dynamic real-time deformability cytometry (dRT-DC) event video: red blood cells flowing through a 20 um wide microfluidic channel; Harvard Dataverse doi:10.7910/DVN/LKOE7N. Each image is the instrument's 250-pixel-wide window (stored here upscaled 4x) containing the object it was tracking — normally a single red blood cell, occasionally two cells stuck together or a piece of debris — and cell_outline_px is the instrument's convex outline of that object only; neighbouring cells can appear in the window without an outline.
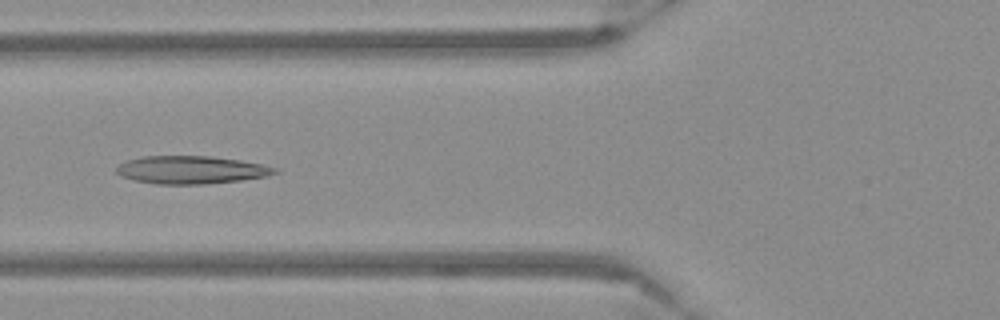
{"species": "Egyptian fruit bat (a non-hibernating species)", "species_latin": "Rousettus aegyptiacus", "temperature_condition": "warm", "stored_images_in_passage": 36, "camera_frame_rate_fps": 3000, "um_per_image_px": 0.085, "frame": {"image": 1, "passage_image": 7, "time_ms": 2.0, "image_size_px": [1000, 320], "cell_outline_px": [[280, 172], [264, 176], [240, 180], [204, 184], [156, 184], [132, 180], [120, 176], [116, 172], [116, 168], [120, 164], [128, 160], [144, 156], [212, 156], [240, 160], [260, 164], [276, 168]], "centroid_in_image_um": [16.21, 14.44], "position_along_channel_um": 109.6, "area_um2": 25.61}}
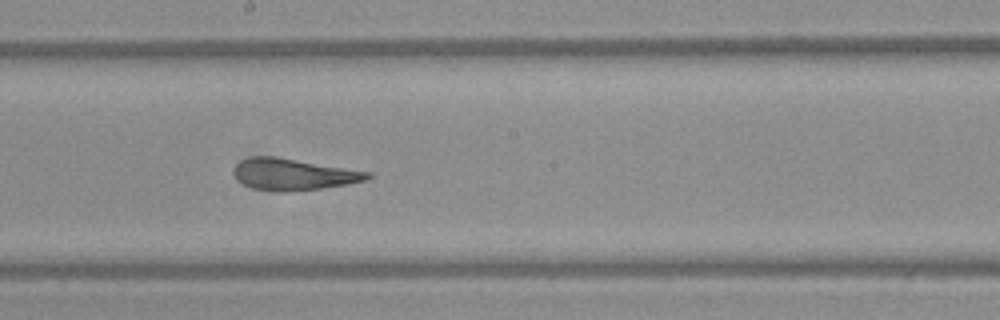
{"frame": {"image": 2, "passage_image": 16, "time_ms": 5.0, "image_size_px": [1000, 320], "cell_outline_px": [[372, 176], [364, 180], [348, 184], [292, 192], [284, 192], [252, 188], [244, 184], [232, 172], [236, 164], [240, 160], [252, 156], [276, 156], [372, 172]], "centroid_in_image_um": [24.94, 14.81], "position_along_channel_um": 223.3, "area_um2": 24.57}}
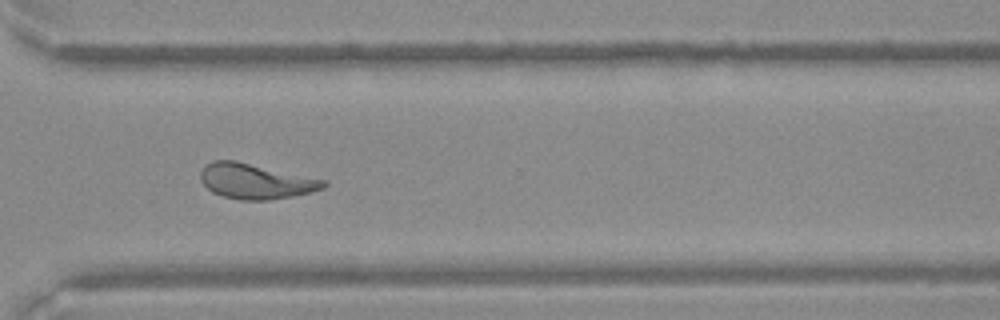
{"frame": {"image": 3, "passage_image": 26, "time_ms": 8.333, "image_size_px": [1000, 320], "cell_outline_px": [[328, 184], [324, 188], [292, 196], [268, 200], [240, 200], [224, 196], [212, 192], [200, 180], [200, 172], [204, 164], [212, 160], [236, 160], [328, 180]], "centroid_in_image_um": [21.72, 15.38], "position_along_channel_um": 348.9, "area_um2": 25.43}}